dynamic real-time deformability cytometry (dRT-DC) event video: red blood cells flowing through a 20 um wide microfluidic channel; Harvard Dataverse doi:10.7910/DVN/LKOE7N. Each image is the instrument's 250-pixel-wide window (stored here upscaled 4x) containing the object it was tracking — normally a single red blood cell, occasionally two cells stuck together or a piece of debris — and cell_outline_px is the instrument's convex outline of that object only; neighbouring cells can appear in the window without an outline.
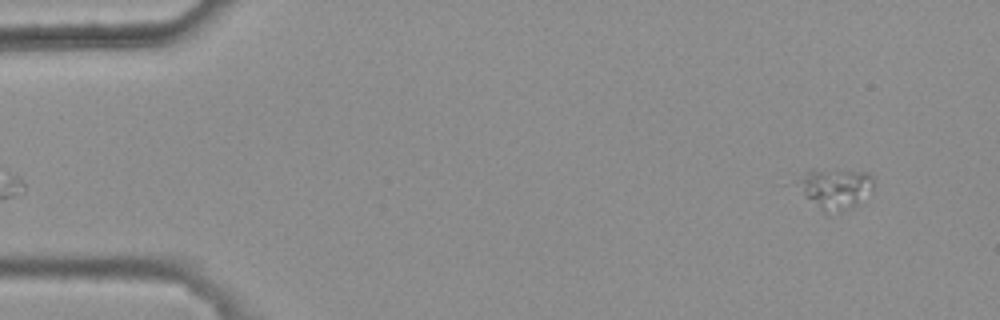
{"species": "common noctule bat (a hibernating species)", "species_latin": "Nyctalus noctula", "temperature_condition": "warm", "stored_images_in_passage": 3, "camera_frame_rate_fps": 3000, "um_per_image_px": 0.085, "animal": {"sex": "female", "body_mass_g": 25.1}, "frame": {"image": 1, "passage_image": 3, "time_ms": 0.667, "image_size_px": [1000, 320], "cell_outline_px": [[872, 188], [856, 204], [828, 212], [824, 212], [804, 196], [796, 180], [804, 172], [812, 168], [868, 172], [872, 176]], "centroid_in_image_um": [70.92, 15.94], "position_along_channel_um": 14.1, "area_um2": 17.4}}